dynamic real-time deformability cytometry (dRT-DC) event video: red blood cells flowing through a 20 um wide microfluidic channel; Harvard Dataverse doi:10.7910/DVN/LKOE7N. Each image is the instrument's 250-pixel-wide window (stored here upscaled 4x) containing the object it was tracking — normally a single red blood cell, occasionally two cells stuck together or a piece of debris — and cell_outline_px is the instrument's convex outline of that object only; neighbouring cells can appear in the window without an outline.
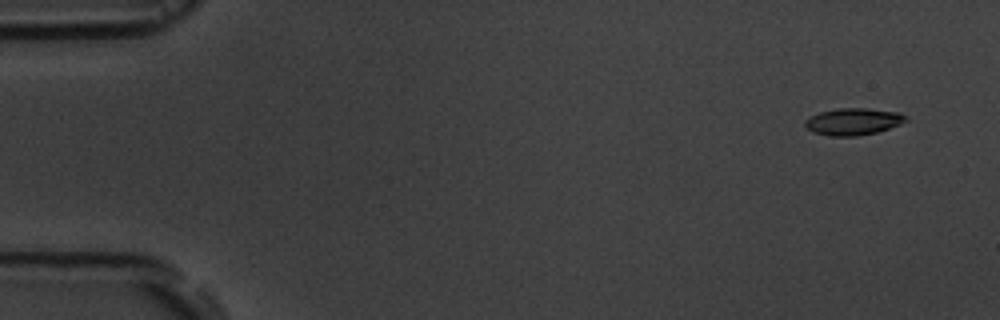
{"species": "common noctule bat (a hibernating species)", "species_latin": "Nyctalus noctula", "temperature_condition": "room temperature", "stored_images_in_passage": 5, "camera_frame_rate_fps": 3000, "um_per_image_px": 0.085, "animal": {"sex": "male", "body_mass_g": 19.5, "forearm_length_mm": 54.6}, "frame": {"image": 1, "passage_image": 1, "time_ms": 0.0, "image_size_px": [1000, 320], "cell_outline_px": [[908, 120], [900, 124], [876, 132], [856, 136], [828, 136], [812, 132], [804, 124], [804, 120], [820, 112], [840, 108], [864, 108], [900, 112], [908, 116]], "centroid_in_image_um": [72.54, 10.33], "position_along_channel_um": 12.5, "area_um2": 15.78}}